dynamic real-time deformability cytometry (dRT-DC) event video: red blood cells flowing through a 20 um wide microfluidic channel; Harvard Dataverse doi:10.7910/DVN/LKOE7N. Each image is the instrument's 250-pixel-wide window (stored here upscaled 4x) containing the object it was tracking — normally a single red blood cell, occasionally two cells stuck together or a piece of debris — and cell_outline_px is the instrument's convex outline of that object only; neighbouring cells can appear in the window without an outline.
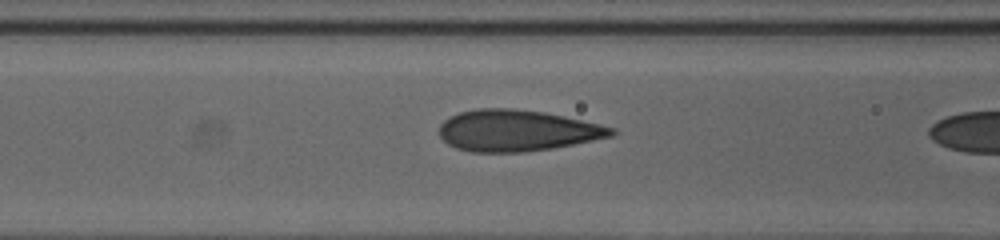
{"species": "human", "species_latin": "Homo sapiens", "temperature_condition": "cold", "stored_images_in_passage": 10, "camera_frame_rate_fps": 3000, "um_per_image_px": 0.085, "donor": {"sex": "female"}, "frame": {"image": 1, "passage_image": 9, "time_ms": 2.667, "image_size_px": [1000, 240], "cell_outline_px": [[616, 132], [612, 136], [552, 148], [524, 152], [472, 152], [456, 148], [448, 144], [440, 136], [440, 124], [444, 120], [460, 112], [480, 108], [512, 108], [544, 112], [564, 116], [616, 128]], "centroid_in_image_um": [43.94, 11.1], "position_along_channel_um": 122.7, "area_um2": 41.21}}